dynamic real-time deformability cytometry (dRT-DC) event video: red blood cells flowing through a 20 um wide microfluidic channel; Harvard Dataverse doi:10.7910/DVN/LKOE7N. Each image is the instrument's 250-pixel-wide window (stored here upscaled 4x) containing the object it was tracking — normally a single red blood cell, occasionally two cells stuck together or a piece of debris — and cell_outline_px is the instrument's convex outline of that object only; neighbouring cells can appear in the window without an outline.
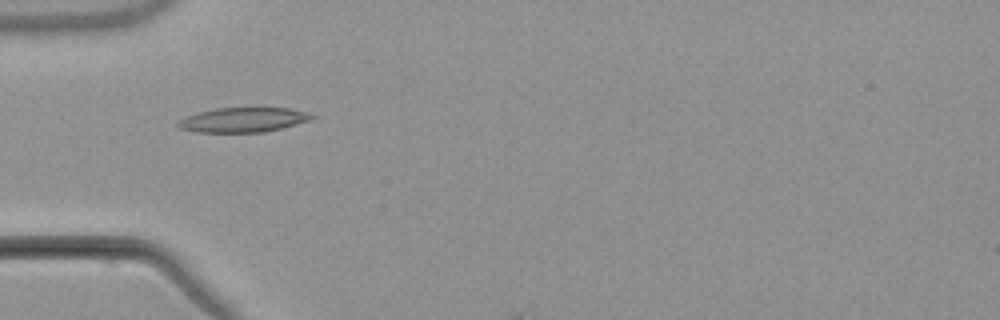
{"species": "common noctule bat (a hibernating species)", "species_latin": "Nyctalus noctula", "temperature_condition": "warm", "stored_images_in_passage": 5, "camera_frame_rate_fps": 3000, "um_per_image_px": 0.085, "animal": {"sex": "male", "body_mass_g": 21.5, "forearm_length_mm": 52.0}, "frame": {"image": 1, "passage_image": 5, "time_ms": 4.667, "image_size_px": [1000, 320], "cell_outline_px": [[316, 116], [312, 120], [264, 132], [196, 132], [180, 128], [176, 124], [176, 120], [184, 116], [196, 112], [216, 108], [288, 108], [308, 112]], "centroid_in_image_um": [20.63, 10.18], "position_along_channel_um": 64.4, "area_um2": 19.36}}